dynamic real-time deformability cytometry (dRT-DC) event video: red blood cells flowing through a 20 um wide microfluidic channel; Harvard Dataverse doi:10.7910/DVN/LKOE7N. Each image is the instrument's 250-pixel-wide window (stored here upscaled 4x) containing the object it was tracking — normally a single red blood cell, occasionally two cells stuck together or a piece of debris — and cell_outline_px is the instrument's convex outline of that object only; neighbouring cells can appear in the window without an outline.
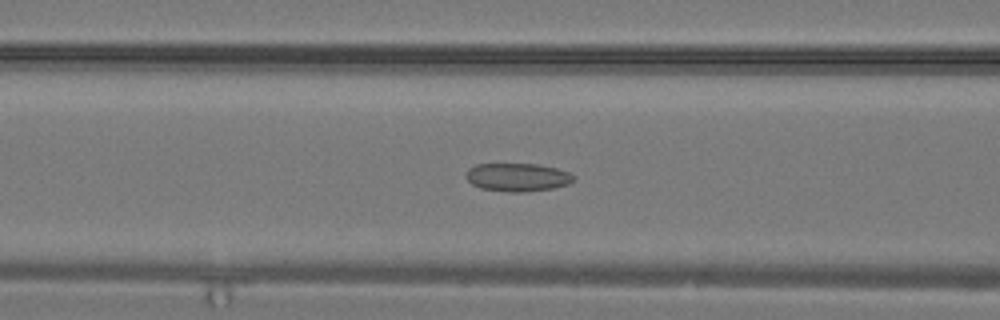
{"species": "common noctule bat (a hibernating species)", "species_latin": "Nyctalus noctula", "temperature_condition": "warm", "stored_images_in_passage": 31, "camera_frame_rate_fps": 3000, "um_per_image_px": 0.085, "animal": {"sex": "male", "body_mass_g": 19.2, "forearm_length_mm": 51.8}, "frame": {"image": 1, "passage_image": 13, "time_ms": 4.0, "image_size_px": [1000, 320], "cell_outline_px": [[576, 176], [568, 184], [552, 188], [520, 192], [508, 192], [480, 188], [472, 184], [464, 176], [468, 168], [476, 164], [540, 164], [556, 168], [568, 172]], "centroid_in_image_um": [43.95, 15.05], "position_along_channel_um": 122.6, "area_um2": 17.69}}
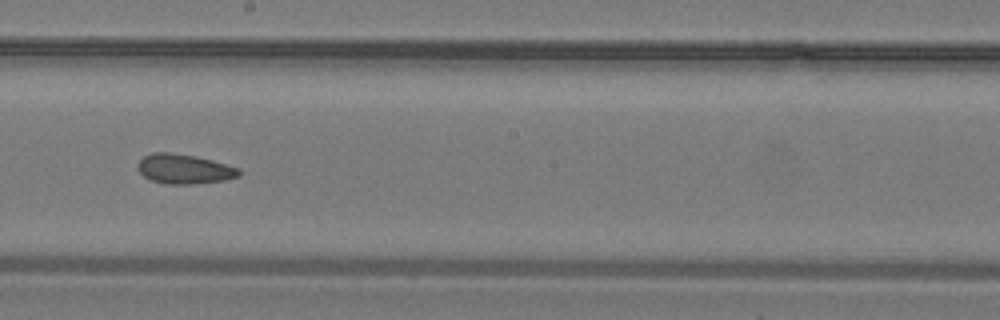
{"frame": {"image": 2, "passage_image": 18, "time_ms": 5.667, "image_size_px": [1000, 320], "cell_outline_px": [[240, 176], [224, 180], [188, 184], [164, 184], [152, 180], [144, 176], [140, 172], [140, 160], [144, 156], [152, 152], [168, 152], [196, 156], [212, 160], [240, 168]], "centroid_in_image_um": [15.69, 14.36], "position_along_channel_um": 232.5, "area_um2": 17.28}}
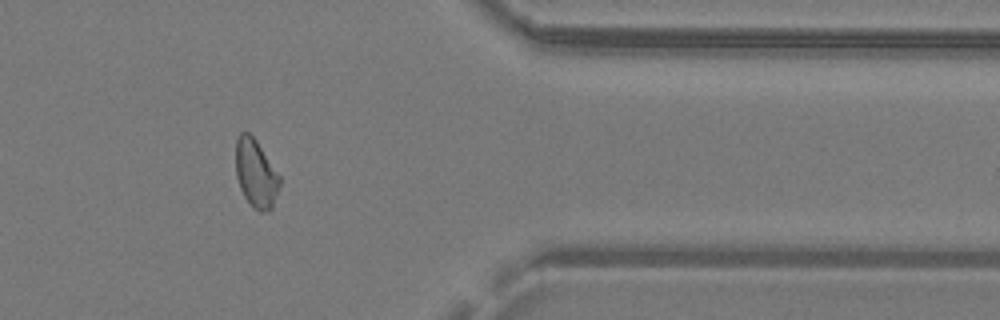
{"frame": {"image": 3, "passage_image": 26, "time_ms": 8.333, "image_size_px": [1000, 320], "cell_outline_px": [[280, 184], [272, 208], [268, 212], [260, 212], [244, 196], [240, 188], [236, 176], [236, 140], [240, 132], [248, 132], [256, 140], [280, 176]], "centroid_in_image_um": [21.74, 14.74], "position_along_channel_um": 389.7, "area_um2": 17.22}}